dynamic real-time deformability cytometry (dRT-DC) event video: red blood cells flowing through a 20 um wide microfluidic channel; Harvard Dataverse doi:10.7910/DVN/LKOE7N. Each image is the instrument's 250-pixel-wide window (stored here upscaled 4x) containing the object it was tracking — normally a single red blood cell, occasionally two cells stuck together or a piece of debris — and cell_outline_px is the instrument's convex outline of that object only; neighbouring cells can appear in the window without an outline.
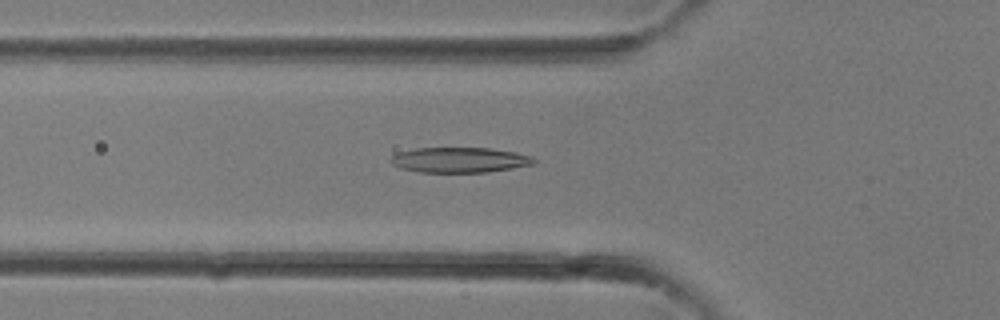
{"species": "common noctule bat (a hibernating species)", "species_latin": "Nyctalus noctula", "temperature_condition": "room temperature", "stored_images_in_passage": 33, "camera_frame_rate_fps": 3000, "um_per_image_px": 0.085, "animal": {"sex": "female"}, "frame": {"image": 1, "passage_image": 12, "time_ms": 3.667, "image_size_px": [1000, 320], "cell_outline_px": [[536, 164], [488, 172], [420, 172], [400, 168], [392, 164], [388, 160], [392, 156], [400, 152], [416, 148], [488, 148], [516, 152], [532, 156], [536, 160]], "centroid_in_image_um": [39.08, 13.6], "position_along_channel_um": 86.7, "area_um2": 21.1}}
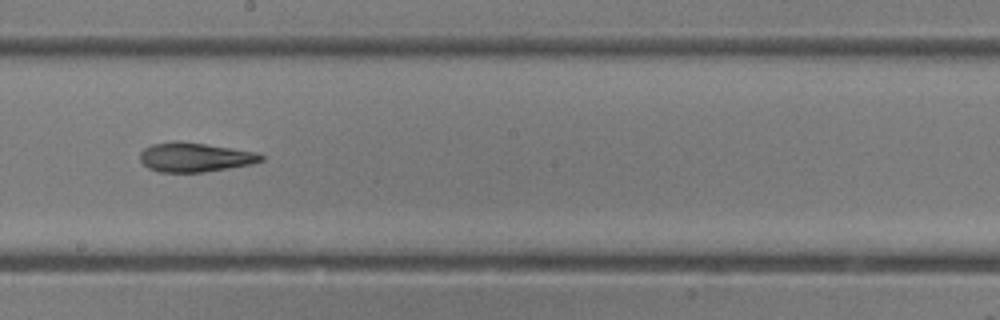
{"frame": {"image": 2, "passage_image": 19, "time_ms": 6.0, "image_size_px": [1000, 320], "cell_outline_px": [[264, 160], [252, 164], [204, 172], [160, 172], [148, 168], [140, 160], [140, 152], [144, 148], [152, 144], [172, 140], [180, 140], [232, 148], [256, 152], [264, 156]], "centroid_in_image_um": [16.55, 13.35], "position_along_channel_um": 231.7, "area_um2": 20.81}}
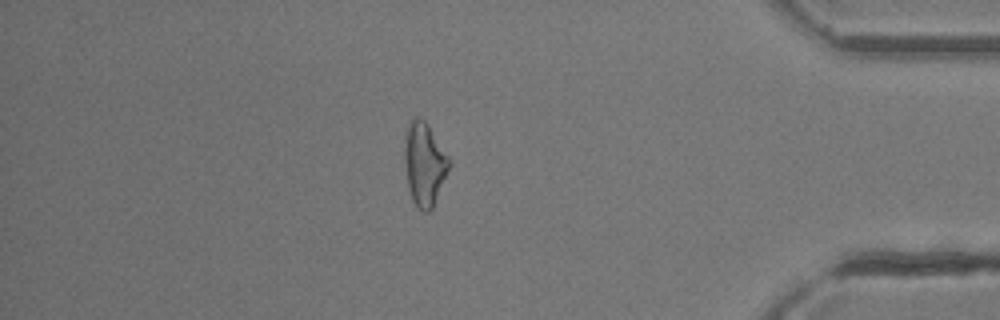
{"frame": {"image": 3, "passage_image": 29, "time_ms": 9.333, "image_size_px": [1000, 320], "cell_outline_px": [[452, 164], [432, 208], [428, 212], [424, 212], [416, 208], [412, 200], [408, 188], [404, 164], [404, 148], [408, 124], [416, 116], [424, 120], [428, 124], [452, 160]], "centroid_in_image_um": [36.09, 13.96], "position_along_channel_um": 399.1, "area_um2": 21.96}}